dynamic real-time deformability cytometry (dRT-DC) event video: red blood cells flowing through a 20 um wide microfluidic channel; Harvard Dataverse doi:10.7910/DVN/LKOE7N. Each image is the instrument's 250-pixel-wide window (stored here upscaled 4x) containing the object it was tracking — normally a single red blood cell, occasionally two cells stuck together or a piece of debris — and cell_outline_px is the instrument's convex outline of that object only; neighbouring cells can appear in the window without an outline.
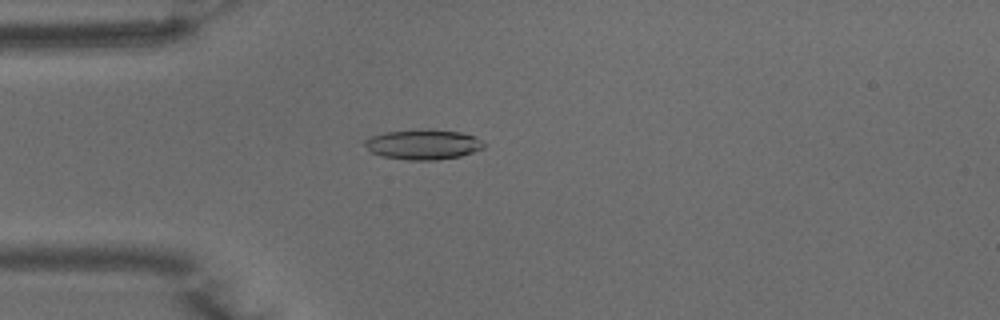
{"species": "common noctule bat (a hibernating species)", "species_latin": "Nyctalus noctula", "temperature_condition": "warm", "stored_images_in_passage": 51, "camera_frame_rate_fps": 3000, "um_per_image_px": 0.085, "animal": {"sex": "male", "body_mass_g": 15.6}, "frame": {"image": 1, "passage_image": 14, "time_ms": 4.333, "image_size_px": [1000, 320], "cell_outline_px": [[484, 148], [460, 156], [436, 160], [408, 160], [380, 156], [372, 152], [364, 144], [364, 140], [372, 136], [388, 132], [424, 128], [428, 128], [460, 132], [476, 136], [484, 144]], "centroid_in_image_um": [35.98, 12.27], "position_along_channel_um": 49.0, "area_um2": 20.92}}
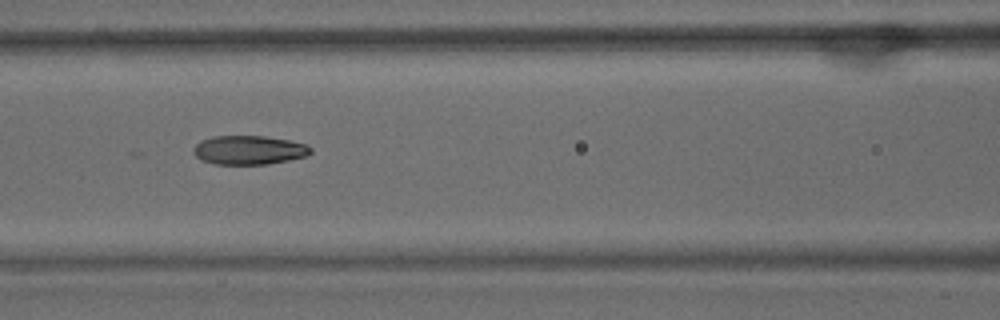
{"frame": {"image": 2, "passage_image": 22, "time_ms": 7.0, "image_size_px": [1000, 320], "cell_outline_px": [[312, 152], [308, 156], [268, 164], [216, 164], [200, 160], [192, 152], [192, 148], [200, 140], [212, 136], [264, 136], [288, 140], [308, 144], [312, 148]], "centroid_in_image_um": [21.16, 12.75], "position_along_channel_um": 145.4, "area_um2": 20.0}}
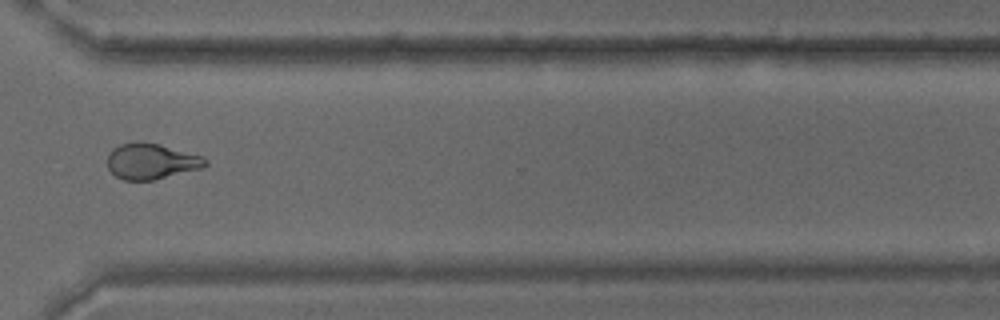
{"frame": {"image": 3, "passage_image": 38, "time_ms": 12.333, "image_size_px": [1000, 320], "cell_outline_px": [[208, 164], [200, 168], [152, 180], [124, 180], [116, 176], [108, 168], [108, 156], [112, 148], [120, 144], [140, 140], [160, 144], [204, 156], [208, 160]], "centroid_in_image_um": [12.85, 13.68], "position_along_channel_um": 357.7, "area_um2": 20.46}, "authors_computed_cell_mechanics": {"area_um2": 20.6346, "velocity_mm_per_s": 3.992, "shape_relaxation_time_tau1_ms": 9.237, "shape_relaxation_time_tau2_ms": 1.7464, "deformation_change_tau1": 0.2672, "deformation_change_tau2": 0.0829}}